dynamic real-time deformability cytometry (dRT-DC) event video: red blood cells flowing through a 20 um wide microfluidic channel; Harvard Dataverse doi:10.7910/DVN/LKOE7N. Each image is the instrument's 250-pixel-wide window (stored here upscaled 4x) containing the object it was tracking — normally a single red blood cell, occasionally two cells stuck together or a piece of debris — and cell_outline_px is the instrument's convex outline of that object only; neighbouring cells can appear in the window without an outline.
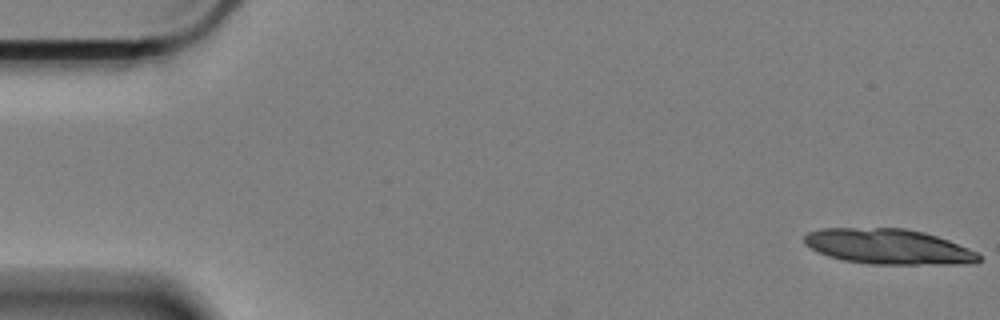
{"species": "Egyptian fruit bat (a non-hibernating species)", "species_latin": "Rousettus aegyptiacus", "temperature_condition": "cold", "stored_images_in_passage": 17, "camera_frame_rate_fps": 3000, "um_per_image_px": 0.085, "animal": {"sex": "female"}, "frame": {"image": 1, "passage_image": 1, "time_ms": 0.0, "image_size_px": [1000, 320], "cell_outline_px": [[980, 260], [976, 264], [872, 264], [844, 260], [828, 256], [804, 244], [804, 236], [808, 232], [820, 228], [904, 228], [924, 232], [948, 240], [968, 248], [976, 252], [980, 256]], "centroid_in_image_um": [75.52, 20.96], "position_along_channel_um": 9.5, "area_um2": 35.84}}